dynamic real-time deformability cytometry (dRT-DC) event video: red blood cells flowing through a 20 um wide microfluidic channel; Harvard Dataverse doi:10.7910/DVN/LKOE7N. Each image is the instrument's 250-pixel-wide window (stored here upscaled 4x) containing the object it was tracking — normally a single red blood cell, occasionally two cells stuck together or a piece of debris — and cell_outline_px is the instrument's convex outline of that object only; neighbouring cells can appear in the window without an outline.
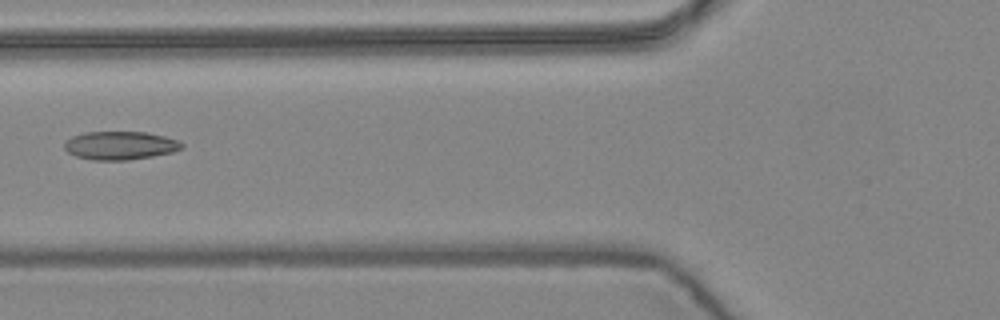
{"species": "common noctule bat (a hibernating species)", "species_latin": "Nyctalus noctula", "temperature_condition": "warm", "stored_images_in_passage": 6, "camera_frame_rate_fps": 3000, "um_per_image_px": 0.085, "animal": {"sex": "female", "body_mass_g": 24.6, "forearm_length_mm": 56.2}, "frame": {"image": 1, "passage_image": 6, "time_ms": 1.667, "image_size_px": [1000, 320], "cell_outline_px": [[184, 148], [172, 152], [152, 156], [128, 160], [92, 160], [76, 156], [68, 152], [64, 148], [64, 144], [72, 136], [84, 132], [148, 132], [164, 136], [176, 140], [184, 144]], "centroid_in_image_um": [10.22, 12.36], "position_along_channel_um": 115.6, "area_um2": 19.36}}